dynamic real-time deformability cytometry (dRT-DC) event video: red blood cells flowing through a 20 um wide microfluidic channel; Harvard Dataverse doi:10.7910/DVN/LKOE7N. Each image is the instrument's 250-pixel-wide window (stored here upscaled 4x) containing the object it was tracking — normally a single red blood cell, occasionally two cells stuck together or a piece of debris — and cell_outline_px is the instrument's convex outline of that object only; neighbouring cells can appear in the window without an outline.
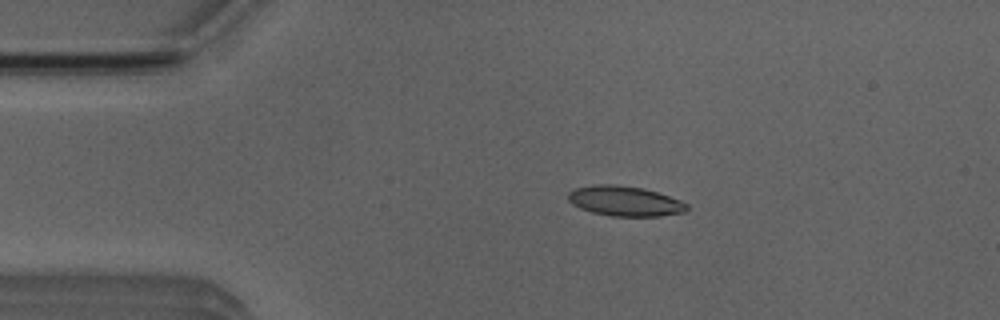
{"species": "Egyptian fruit bat (a non-hibernating species)", "species_latin": "Rousettus aegyptiacus", "temperature_condition": "room temperature", "stored_images_in_passage": 13, "camera_frame_rate_fps": 3000, "um_per_image_px": 0.085, "animal": {"sex": "male"}, "frame": {"image": 1, "passage_image": 1, "time_ms": 0.0, "image_size_px": [1000, 320], "cell_outline_px": [[688, 208], [684, 212], [660, 216], [612, 216], [592, 212], [580, 208], [572, 204], [568, 200], [568, 192], [572, 188], [596, 184], [616, 184], [644, 188], [680, 200], [688, 204]], "centroid_in_image_um": [53.08, 17.08], "position_along_channel_um": 31.9, "area_um2": 20.87}}